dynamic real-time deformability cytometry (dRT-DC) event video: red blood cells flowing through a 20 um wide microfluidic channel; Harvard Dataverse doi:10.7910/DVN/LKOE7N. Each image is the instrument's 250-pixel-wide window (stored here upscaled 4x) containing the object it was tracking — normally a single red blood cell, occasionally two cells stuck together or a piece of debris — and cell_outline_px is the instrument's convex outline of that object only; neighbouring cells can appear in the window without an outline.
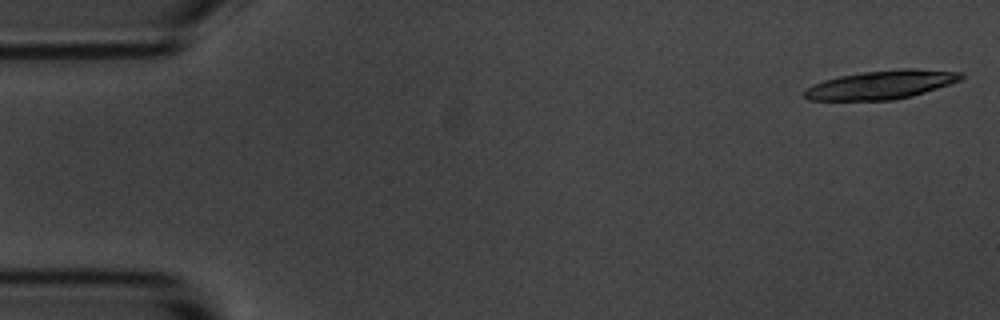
{"species": "common noctule bat (a hibernating species)", "species_latin": "Nyctalus noctula", "temperature_condition": "room temperature", "stored_images_in_passage": 17, "camera_frame_rate_fps": 3000, "um_per_image_px": 0.085, "animal": {"sex": "male", "body_mass_g": 20.1, "forearm_length_mm": 53.5}, "frame": {"image": 1, "passage_image": 1, "time_ms": 0.0, "image_size_px": [1000, 320], "cell_outline_px": [[964, 76], [960, 80], [912, 96], [892, 100], [808, 100], [804, 96], [804, 92], [808, 88], [824, 80], [840, 76], [864, 72], [908, 68], [912, 68], [964, 72]], "centroid_in_image_um": [74.94, 7.2], "position_along_channel_um": 10.1, "area_um2": 25.78}}